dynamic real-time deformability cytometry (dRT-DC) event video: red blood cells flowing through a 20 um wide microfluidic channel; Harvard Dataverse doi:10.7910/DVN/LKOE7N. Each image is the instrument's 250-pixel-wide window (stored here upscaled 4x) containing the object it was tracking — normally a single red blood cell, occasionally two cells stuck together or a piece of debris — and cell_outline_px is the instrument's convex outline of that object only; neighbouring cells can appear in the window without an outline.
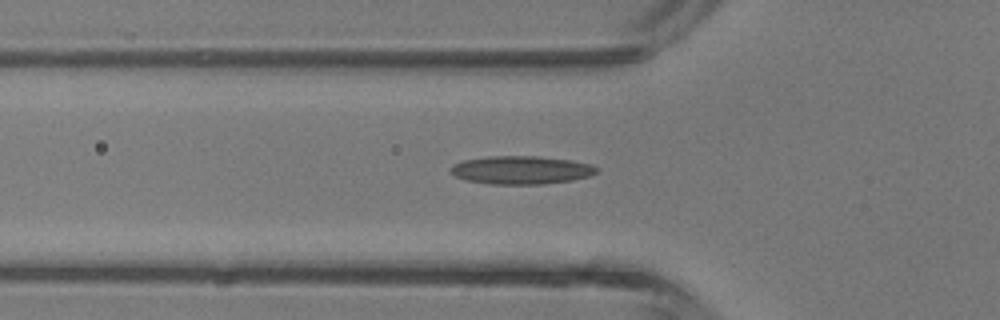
{"species": "common noctule bat (a hibernating species)", "species_latin": "Nyctalus noctula", "temperature_condition": "room temperature", "stored_images_in_passage": 37, "camera_frame_rate_fps": 3000, "um_per_image_px": 0.085, "animal": {"sex": "male", "body_mass_g": 13.3}, "frame": {"image": 1, "passage_image": 9, "time_ms": 2.667, "image_size_px": [1000, 320], "cell_outline_px": [[596, 172], [588, 176], [572, 180], [544, 184], [492, 184], [464, 180], [456, 176], [452, 172], [452, 164], [464, 160], [488, 156], [536, 156], [572, 160], [592, 164], [596, 168]], "centroid_in_image_um": [44.29, 14.45], "position_along_channel_um": 81.5, "area_um2": 23.87}}
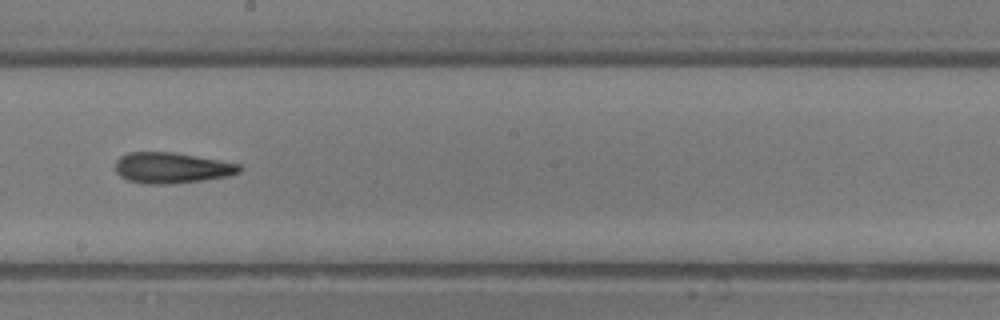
{"frame": {"image": 2, "passage_image": 18, "time_ms": 5.667, "image_size_px": [1000, 320], "cell_outline_px": [[244, 168], [240, 172], [228, 176], [204, 180], [172, 184], [148, 184], [128, 180], [120, 176], [116, 172], [116, 160], [120, 156], [128, 152], [172, 152], [220, 160], [240, 164]], "centroid_in_image_um": [14.61, 14.27], "position_along_channel_um": 233.6, "area_um2": 22.37}}
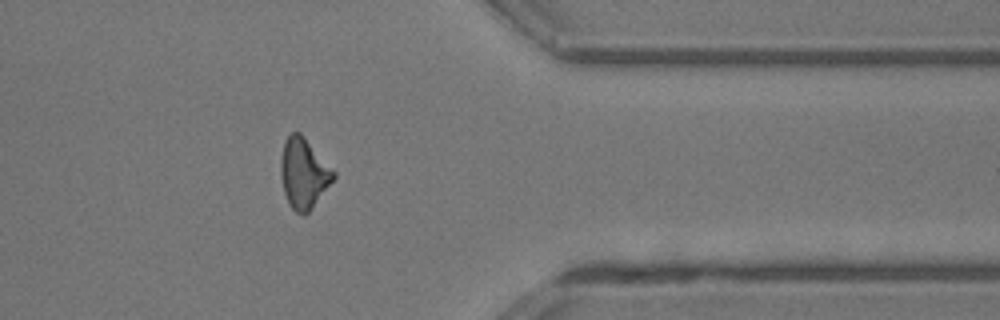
{"frame": {"image": 3, "passage_image": 28, "time_ms": 9.0, "image_size_px": [1000, 320], "cell_outline_px": [[336, 176], [312, 208], [304, 216], [296, 212], [288, 204], [284, 192], [280, 176], [280, 160], [284, 144], [288, 136], [292, 132], [300, 132], [304, 136], [336, 172]], "centroid_in_image_um": [25.81, 14.74], "position_along_channel_um": 385.6, "area_um2": 21.56}}